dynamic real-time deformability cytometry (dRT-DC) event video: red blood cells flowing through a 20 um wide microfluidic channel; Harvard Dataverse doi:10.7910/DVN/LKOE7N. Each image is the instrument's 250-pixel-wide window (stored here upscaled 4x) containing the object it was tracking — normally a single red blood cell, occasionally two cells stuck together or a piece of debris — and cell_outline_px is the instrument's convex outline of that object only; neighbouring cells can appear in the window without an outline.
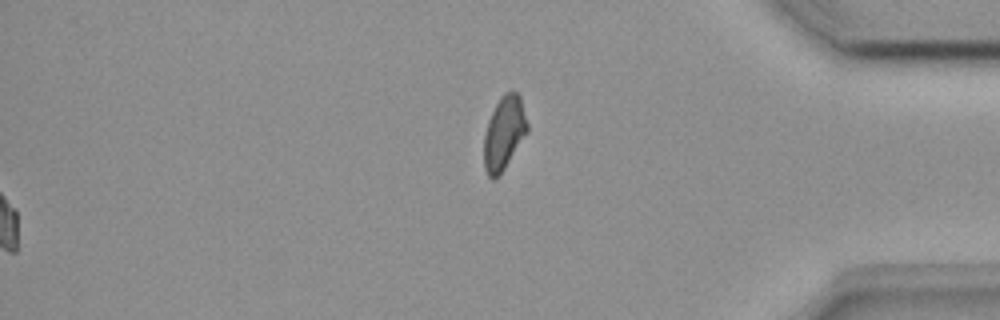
{"species": "common noctule bat (a hibernating species)", "species_latin": "Nyctalus noctula", "temperature_condition": "room temperature", "stored_images_in_passage": 46, "segment_of_instrument_passage": [2, 2], "camera_frame_rate_fps": 3000, "um_per_image_px": 0.085, "animal": {"sex": "female", "body_mass_g": 18.4}, "frame": {"image": 1, "passage_image": 46, "time_ms": 15.0, "image_size_px": [1000, 320], "cell_outline_px": [[528, 132], [500, 176], [496, 180], [492, 180], [488, 176], [484, 168], [484, 136], [488, 120], [496, 104], [504, 92], [520, 92], [528, 124]], "centroid_in_image_um": [42.86, 11.33], "position_along_channel_um": 392.3, "area_um2": 18.9}}